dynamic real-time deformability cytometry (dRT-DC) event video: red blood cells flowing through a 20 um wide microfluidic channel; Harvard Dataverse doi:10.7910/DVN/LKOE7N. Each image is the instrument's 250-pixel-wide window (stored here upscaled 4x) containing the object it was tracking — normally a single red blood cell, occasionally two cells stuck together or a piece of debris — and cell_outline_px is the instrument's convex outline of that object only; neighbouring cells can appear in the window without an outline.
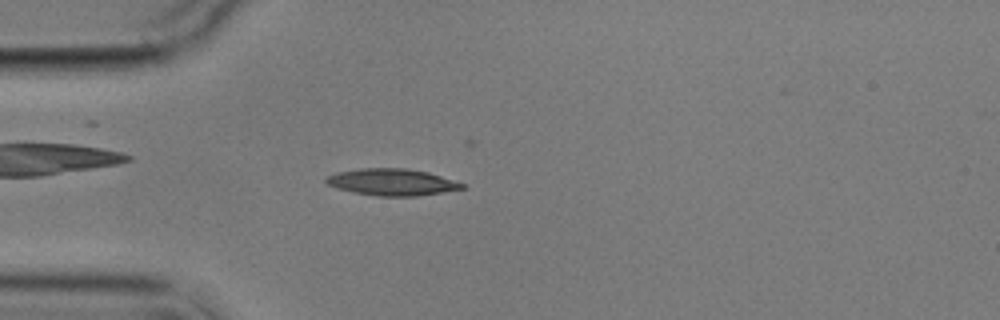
{"species": "common noctule bat (a hibernating species)", "species_latin": "Nyctalus noctula", "temperature_condition": "cold", "stored_images_in_passage": 3, "camera_frame_rate_fps": 3000, "um_per_image_px": 0.085, "animal": {"sex": "male", "body_mass_g": 17.9}, "frame": {"image": 1, "passage_image": 2, "time_ms": 2.0, "image_size_px": [1000, 320], "cell_outline_px": [[464, 188], [416, 196], [380, 196], [352, 192], [336, 188], [328, 184], [324, 180], [328, 176], [336, 172], [360, 168], [408, 168], [428, 172], [464, 184]], "centroid_in_image_um": [33.26, 15.47], "position_along_channel_um": 51.7, "area_um2": 20.98}}